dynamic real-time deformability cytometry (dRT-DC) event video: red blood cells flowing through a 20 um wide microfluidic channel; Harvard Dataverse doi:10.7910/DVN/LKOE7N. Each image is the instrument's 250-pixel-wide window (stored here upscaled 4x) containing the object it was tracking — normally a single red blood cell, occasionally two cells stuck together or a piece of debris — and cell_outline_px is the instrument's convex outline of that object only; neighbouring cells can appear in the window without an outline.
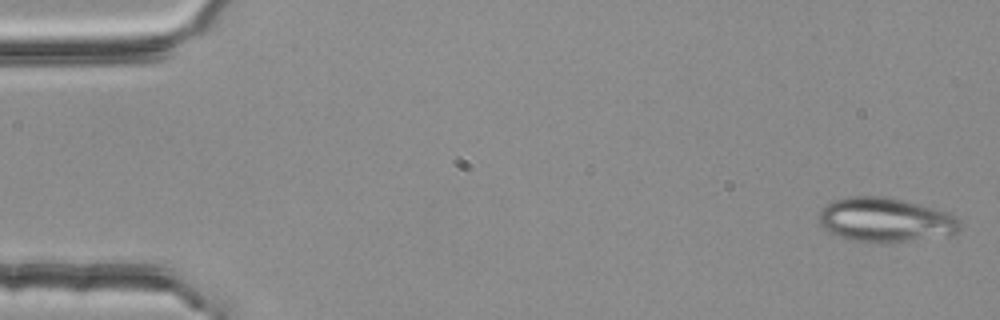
{"species": "common noctule bat (a hibernating species)", "species_latin": "Nyctalus noctula", "temperature_condition": "room temperature", "stored_images_in_passage": 3, "segment_of_instrument_passage": [2, 2], "camera_frame_rate_fps": 3000, "um_per_image_px": 0.085, "animal": {"sex": "female", "body_mass_g": 25.1}, "frame": {"image": 1, "passage_image": 3, "time_ms": 0.667, "image_size_px": [1000, 320], "cell_outline_px": [[960, 228], [952, 236], [888, 244], [852, 240], [840, 236], [824, 228], [820, 224], [816, 216], [832, 200], [852, 196], [880, 196], [900, 200], [948, 212], [956, 216], [960, 220]], "centroid_in_image_um": [75.3, 18.72], "position_along_channel_um": 9.7, "area_um2": 36.65}}